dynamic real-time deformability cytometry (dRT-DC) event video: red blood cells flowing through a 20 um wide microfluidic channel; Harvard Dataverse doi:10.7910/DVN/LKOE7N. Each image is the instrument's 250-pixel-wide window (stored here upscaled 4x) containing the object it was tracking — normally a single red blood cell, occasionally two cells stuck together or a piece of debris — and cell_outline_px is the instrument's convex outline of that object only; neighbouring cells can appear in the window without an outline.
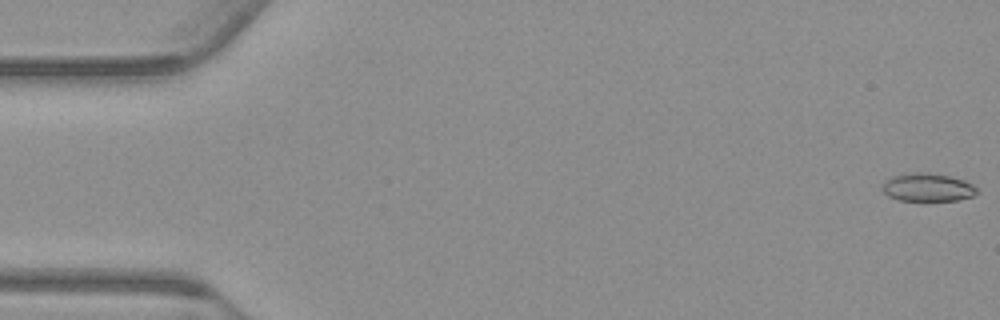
{"species": "common noctule bat (a hibernating species)", "species_latin": "Nyctalus noctula", "temperature_condition": "warm", "stored_images_in_passage": 55, "camera_frame_rate_fps": 3000, "um_per_image_px": 0.085, "animal": {"sex": "male", "body_mass_g": 23.1, "forearm_length_mm": 52.7}, "frame": {"image": 1, "passage_image": 1, "time_ms": 0.0, "image_size_px": [1000, 320], "cell_outline_px": [[976, 192], [972, 196], [956, 200], [900, 200], [888, 196], [880, 188], [892, 176], [916, 172], [928, 172], [948, 176], [964, 180], [972, 184], [976, 188]], "centroid_in_image_um": [78.83, 15.92], "position_along_channel_um": 6.2, "area_um2": 15.2}}
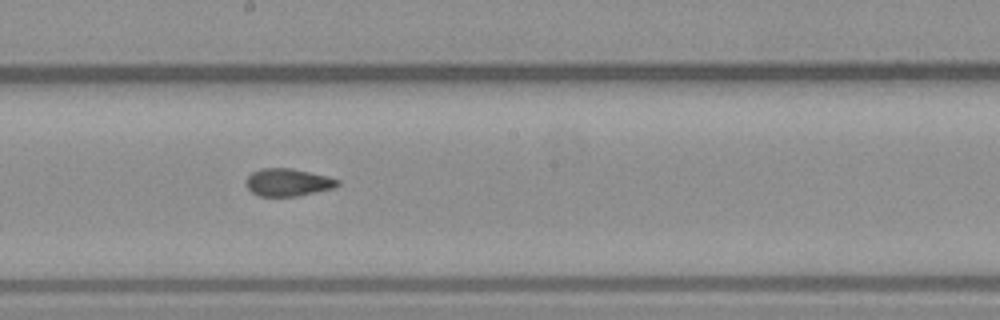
{"frame": {"image": 2, "passage_image": 30, "time_ms": 9.667, "image_size_px": [1000, 320], "cell_outline_px": [[340, 184], [332, 188], [296, 196], [260, 196], [252, 192], [244, 184], [244, 180], [252, 172], [260, 168], [292, 168], [328, 176], [340, 180]], "centroid_in_image_um": [24.44, 15.48], "position_along_channel_um": 223.8, "area_um2": 14.74}}
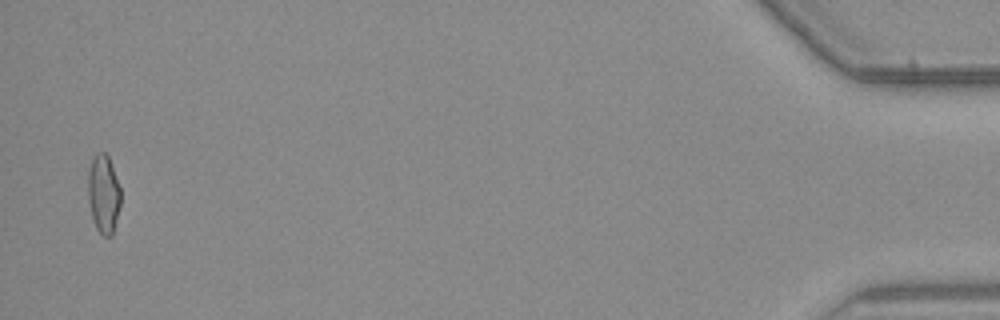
{"frame": {"image": 3, "passage_image": 54, "time_ms": 17.667, "image_size_px": [1000, 320], "cell_outline_px": [[120, 204], [112, 236], [104, 236], [96, 228], [92, 216], [88, 200], [88, 172], [92, 156], [96, 152], [104, 152], [108, 156], [120, 188]], "centroid_in_image_um": [8.78, 16.46], "position_along_channel_um": 426.4, "area_um2": 14.85}, "authors_computed_cell_mechanics": {"area_um2": 15.028, "velocity_mm_per_s": 3.7705, "shape_relaxation_time_tau1_ms": null, "shape_relaxation_time_tau2_ms": 2.4876, "deformation_change_tau1": null, "deformation_change_tau2": 0.0896}}